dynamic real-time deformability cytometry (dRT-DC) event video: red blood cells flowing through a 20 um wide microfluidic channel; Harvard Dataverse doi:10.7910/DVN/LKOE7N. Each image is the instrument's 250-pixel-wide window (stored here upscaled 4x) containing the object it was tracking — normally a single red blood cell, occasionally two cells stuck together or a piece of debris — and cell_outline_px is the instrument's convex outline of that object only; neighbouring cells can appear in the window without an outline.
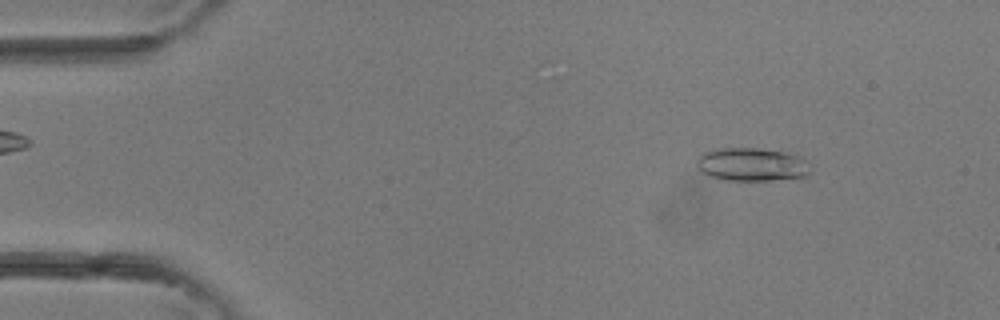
{"species": "common noctule bat (a hibernating species)", "species_latin": "Nyctalus noctula", "temperature_condition": "room temperature", "stored_images_in_passage": 3, "camera_frame_rate_fps": 3000, "um_per_image_px": 0.085, "animal": {"sex": "female"}, "frame": {"image": 1, "passage_image": 1, "time_ms": 0.0, "image_size_px": [1000, 320], "cell_outline_px": [[812, 172], [804, 176], [772, 180], [724, 180], [708, 176], [700, 172], [696, 168], [696, 156], [704, 152], [720, 148], [756, 148], [784, 152], [800, 156]], "centroid_in_image_um": [63.81, 13.98], "position_along_channel_um": 21.2, "area_um2": 22.08}}